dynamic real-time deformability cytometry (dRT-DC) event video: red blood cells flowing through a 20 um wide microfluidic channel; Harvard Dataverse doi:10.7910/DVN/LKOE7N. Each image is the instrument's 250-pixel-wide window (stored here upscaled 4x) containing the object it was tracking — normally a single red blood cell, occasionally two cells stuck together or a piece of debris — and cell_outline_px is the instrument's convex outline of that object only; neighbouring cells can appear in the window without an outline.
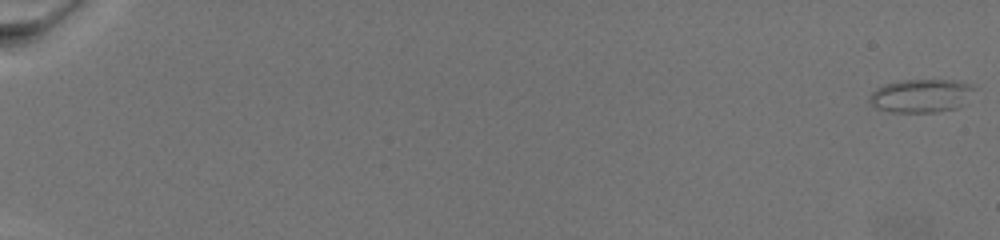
{"species": "common noctule bat (a hibernating species)", "species_latin": "Nyctalus noctula", "temperature_condition": "warm", "stored_images_in_passage": 89, "camera_frame_rate_fps": 3000, "um_per_image_px": 0.085, "animal": {"sex": "female", "body_mass_g": 19.5, "forearm_length_mm": 54.1}, "frame": {"image": 1, "passage_image": 1, "time_ms": 0.0, "image_size_px": [1000, 240], "cell_outline_px": [[972, 88], [956, 108], [936, 112], [892, 112], [872, 108], [868, 100], [868, 96], [872, 92], [888, 84], [900, 80], [956, 80], [972, 84]], "centroid_in_image_um": [78.17, 8.15], "position_along_channel_um": 6.8, "area_um2": 19.88}}
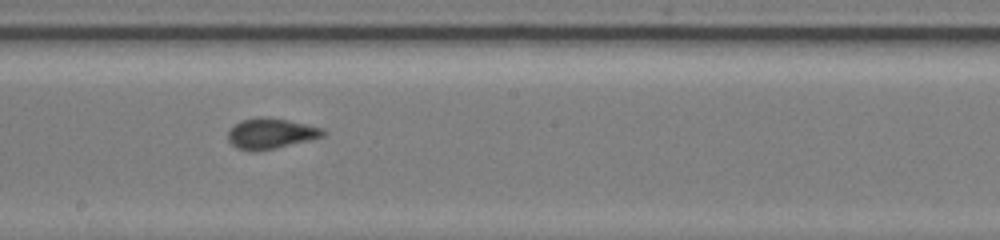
{"frame": {"image": 2, "passage_image": 52, "time_ms": 15.0, "image_size_px": [1000, 240], "cell_outline_px": [[328, 132], [324, 136], [276, 148], [256, 152], [248, 152], [236, 148], [228, 140], [228, 132], [240, 120], [260, 116], [264, 116], [288, 120], [324, 128]], "centroid_in_image_um": [23.02, 11.35], "position_along_channel_um": 225.2, "area_um2": 17.11}}
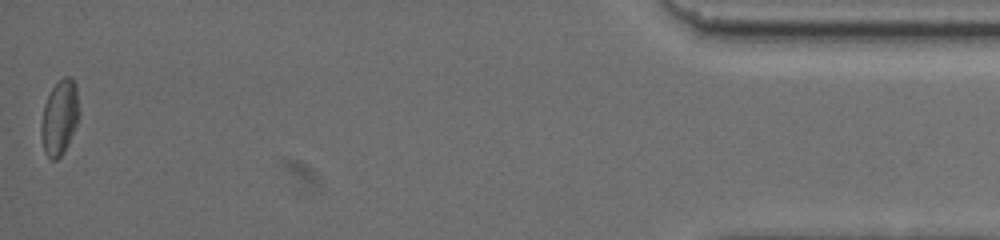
{"frame": {"image": 3, "passage_image": 88, "time_ms": 24.333, "image_size_px": [1000, 240], "cell_outline_px": [[80, 112], [76, 124], [68, 144], [64, 152], [56, 160], [48, 160], [44, 152], [40, 136], [40, 124], [44, 104], [52, 88], [64, 76], [72, 76], [76, 84]], "centroid_in_image_um": [5.05, 10.0], "position_along_channel_um": 430.2, "area_um2": 16.88}}